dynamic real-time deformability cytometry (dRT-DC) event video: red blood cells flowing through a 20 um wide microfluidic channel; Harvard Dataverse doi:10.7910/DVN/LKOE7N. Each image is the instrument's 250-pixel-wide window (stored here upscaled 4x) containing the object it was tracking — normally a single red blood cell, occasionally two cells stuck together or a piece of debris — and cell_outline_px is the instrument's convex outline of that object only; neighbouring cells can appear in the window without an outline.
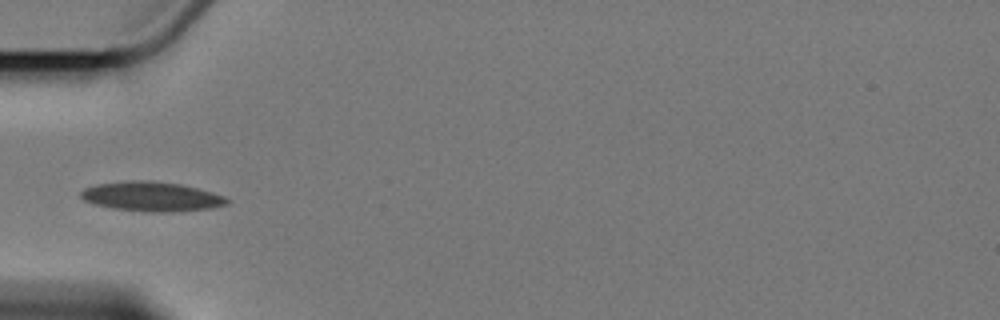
{"species": "Egyptian fruit bat (a non-hibernating species)", "species_latin": "Rousettus aegyptiacus", "temperature_condition": "cold", "stored_images_in_passage": 3, "camera_frame_rate_fps": 3000, "um_per_image_px": 0.085, "animal": {"sex": "female"}, "frame": {"image": 1, "passage_image": 2, "time_ms": 1.333, "image_size_px": [1000, 320], "cell_outline_px": [[232, 200], [228, 204], [212, 208], [180, 212], [144, 212], [112, 208], [96, 204], [84, 200], [80, 196], [80, 192], [84, 188], [96, 184], [128, 180], [152, 180], [180, 184], [196, 188], [224, 196]], "centroid_in_image_um": [12.9, 16.71], "position_along_channel_um": 72.1, "area_um2": 25.43}}
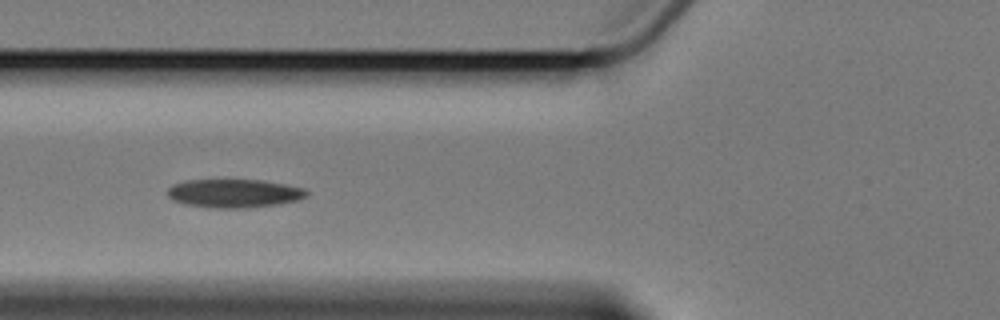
{"frame": {"image": 2, "passage_image": 3, "time_ms": 2.333, "image_size_px": [1000, 320], "cell_outline_px": [[308, 196], [300, 200], [280, 204], [244, 208], [208, 208], [184, 204], [172, 200], [168, 196], [168, 188], [172, 184], [188, 180], [264, 180], [304, 188], [308, 192]], "centroid_in_image_um": [19.91, 16.44], "position_along_channel_um": 105.9, "area_um2": 23.35}}